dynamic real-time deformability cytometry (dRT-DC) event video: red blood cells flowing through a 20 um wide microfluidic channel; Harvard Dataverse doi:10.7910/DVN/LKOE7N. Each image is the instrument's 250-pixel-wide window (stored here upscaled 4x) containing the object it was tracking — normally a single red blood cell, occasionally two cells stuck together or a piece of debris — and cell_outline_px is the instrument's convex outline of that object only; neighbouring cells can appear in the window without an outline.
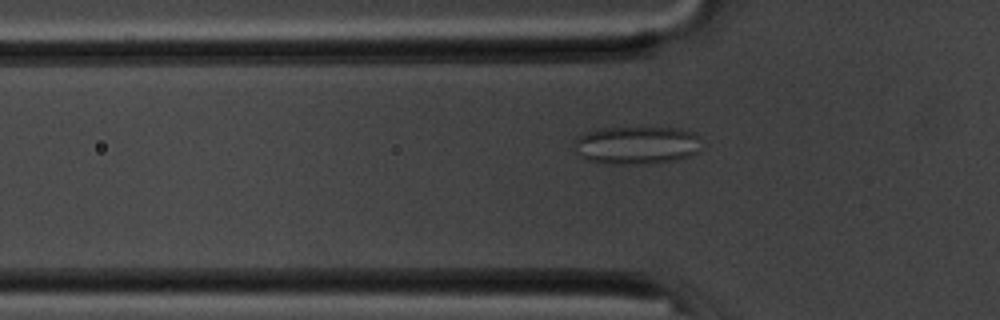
{"species": "common noctule bat (a hibernating species)", "species_latin": "Nyctalus noctula", "temperature_condition": "room temperature", "stored_images_in_passage": 39, "camera_frame_rate_fps": 3000, "um_per_image_px": 0.085, "animal": {"sex": "male", "body_mass_g": 20.1, "forearm_length_mm": 53.5}, "frame": {"image": 1, "passage_image": 3, "time_ms": 0.667, "image_size_px": [1000, 320], "cell_outline_px": [[696, 152], [688, 156], [676, 160], [644, 164], [604, 164], [584, 160], [572, 148], [572, 140], [588, 132], [604, 128], [680, 128], [692, 132], [696, 136]], "centroid_in_image_um": [53.98, 12.36], "position_along_channel_um": 71.8, "area_um2": 28.03}}
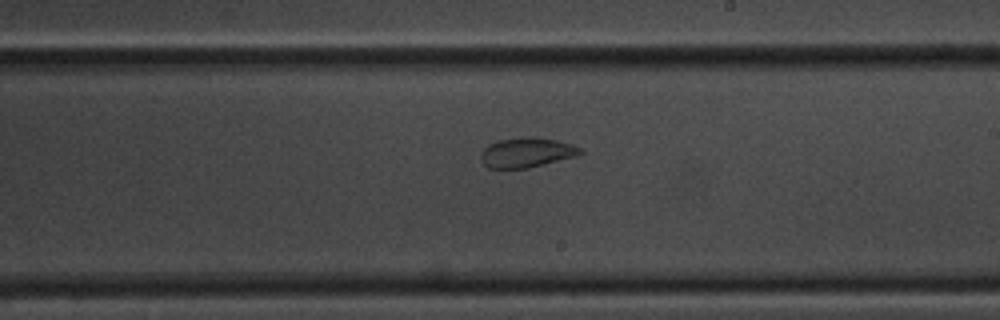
{"frame": {"image": 2, "passage_image": 17, "time_ms": 5.333, "image_size_px": [1000, 320], "cell_outline_px": [[584, 152], [580, 156], [528, 168], [488, 168], [480, 160], [480, 152], [488, 144], [496, 140], [528, 136], [556, 140], [572, 144], [580, 148]], "centroid_in_image_um": [44.77, 12.96], "position_along_channel_um": 244.2, "area_um2": 17.57}}
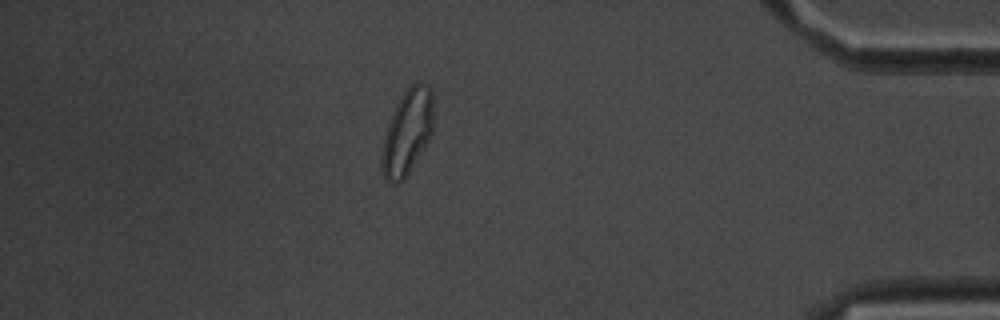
{"frame": {"image": 3, "passage_image": 33, "time_ms": 10.667, "image_size_px": [1000, 320], "cell_outline_px": [[432, 132], [428, 140], [404, 180], [400, 184], [388, 180], [384, 176], [380, 164], [380, 156], [384, 136], [392, 112], [404, 92], [412, 84], [428, 84], [432, 92]], "centroid_in_image_um": [34.59, 11.26], "position_along_channel_um": 400.6, "area_um2": 25.2}}